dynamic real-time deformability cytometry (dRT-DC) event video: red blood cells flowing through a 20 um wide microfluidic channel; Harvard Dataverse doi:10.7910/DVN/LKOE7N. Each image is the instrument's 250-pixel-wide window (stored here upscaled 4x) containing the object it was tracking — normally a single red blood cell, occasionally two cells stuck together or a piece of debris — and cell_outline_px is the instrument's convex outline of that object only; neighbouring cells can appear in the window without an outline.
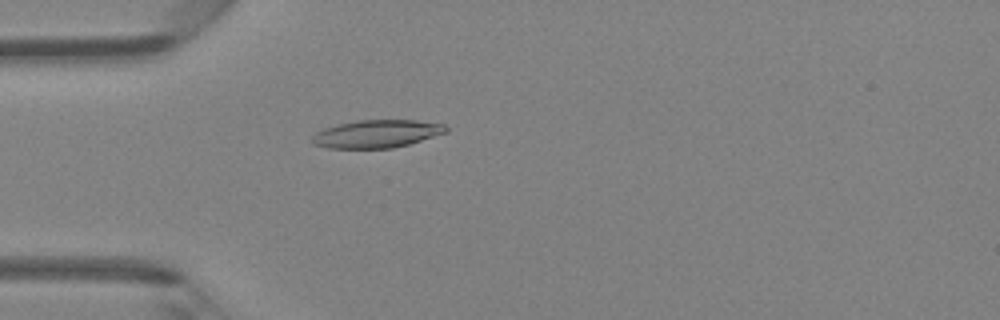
{"species": "Egyptian fruit bat (a non-hibernating species)", "species_latin": "Rousettus aegyptiacus", "temperature_condition": "room temperature", "stored_images_in_passage": 47, "camera_frame_rate_fps": 3000, "um_per_image_px": 0.085, "animal": {"sex": "female"}, "frame": {"image": 1, "passage_image": 14, "time_ms": 4.333, "image_size_px": [1000, 320], "cell_outline_px": [[448, 132], [408, 144], [392, 148], [328, 148], [312, 144], [312, 136], [316, 132], [324, 128], [336, 124], [356, 120], [416, 120], [444, 124], [448, 128]], "centroid_in_image_um": [32.0, 11.37], "position_along_channel_um": 53.0, "area_um2": 21.79}}
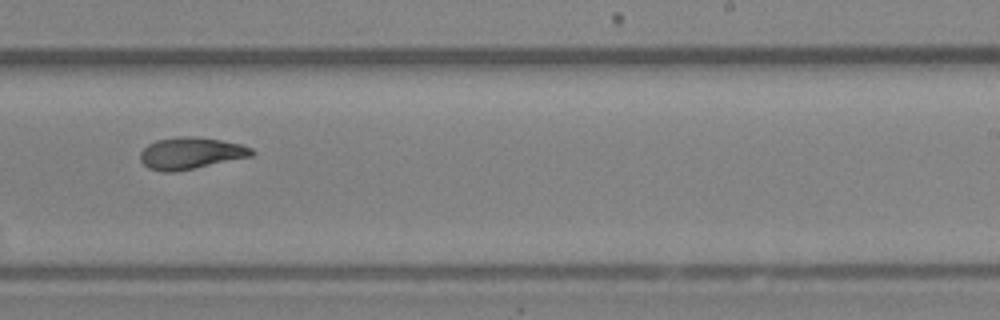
{"frame": {"image": 2, "passage_image": 30, "time_ms": 9.667, "image_size_px": [1000, 320], "cell_outline_px": [[256, 152], [252, 156], [196, 168], [176, 172], [164, 172], [148, 168], [140, 160], [140, 152], [148, 144], [156, 140], [180, 136], [188, 136], [220, 140], [240, 144], [252, 148]], "centroid_in_image_um": [16.2, 13.03], "position_along_channel_um": 272.8, "area_um2": 20.63}}
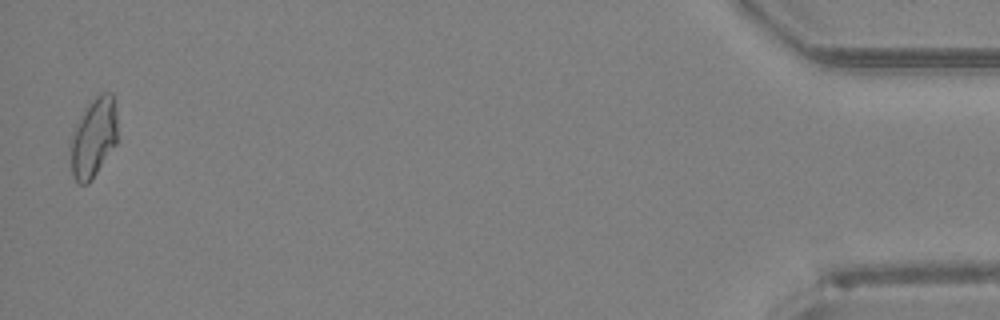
{"frame": {"image": 3, "passage_image": 47, "time_ms": 15.333, "image_size_px": [1000, 320], "cell_outline_px": [[116, 144], [92, 180], [88, 184], [80, 184], [72, 176], [72, 132], [84, 108], [100, 92], [112, 92], [116, 108]], "centroid_in_image_um": [7.97, 11.67], "position_along_channel_um": 427.2, "area_um2": 21.56}, "authors_computed_cell_mechanics": {"area_um2": 20.6924, "velocity_mm_per_s": 4.2965, "shape_relaxation_time_tau1_ms": 5.8296, "shape_relaxation_time_tau2_ms": 4.2851, "deformation_change_tau1": 0.1865, "deformation_change_tau2": 0.1174}}